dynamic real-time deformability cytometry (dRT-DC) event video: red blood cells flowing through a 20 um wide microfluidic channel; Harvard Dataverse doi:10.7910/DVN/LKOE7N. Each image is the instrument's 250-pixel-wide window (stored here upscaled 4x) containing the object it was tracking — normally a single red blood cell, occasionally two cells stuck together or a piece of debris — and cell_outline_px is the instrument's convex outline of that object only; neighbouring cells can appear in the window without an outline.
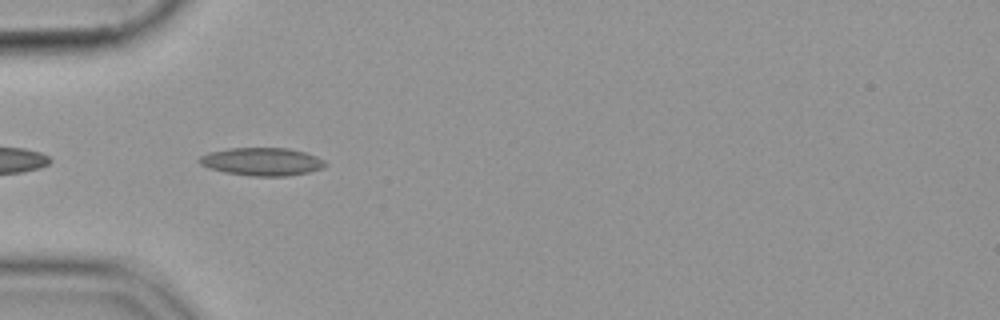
{"species": "common noctule bat (a hibernating species)", "species_latin": "Nyctalus noctula", "temperature_condition": "cold", "stored_images_in_passage": 4, "camera_frame_rate_fps": 3000, "um_per_image_px": 0.085, "animal": {"sex": "female", "body_mass_g": 19.9}, "frame": {"image": 1, "passage_image": 2, "time_ms": 0.333, "image_size_px": [1000, 320], "cell_outline_px": [[328, 164], [324, 168], [308, 172], [288, 176], [252, 176], [224, 172], [208, 168], [200, 164], [196, 160], [200, 156], [208, 152], [228, 148], [288, 148], [304, 152], [316, 156], [324, 160]], "centroid_in_image_um": [22.25, 13.74], "position_along_channel_um": 62.8, "area_um2": 20.69}}